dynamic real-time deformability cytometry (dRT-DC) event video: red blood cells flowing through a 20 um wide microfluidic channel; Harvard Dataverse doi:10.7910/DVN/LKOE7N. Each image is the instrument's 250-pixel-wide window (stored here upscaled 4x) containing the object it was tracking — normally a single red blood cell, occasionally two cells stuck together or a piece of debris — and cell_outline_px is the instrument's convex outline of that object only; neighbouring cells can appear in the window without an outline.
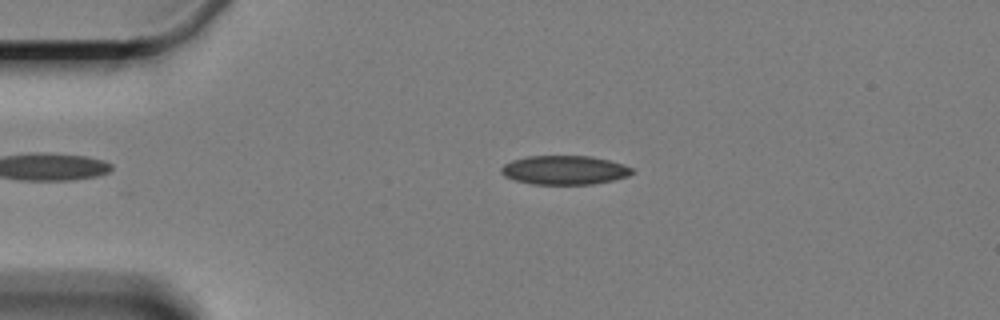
{"species": "Egyptian fruit bat (a non-hibernating species)", "species_latin": "Rousettus aegyptiacus", "temperature_condition": "cold", "stored_images_in_passage": 31, "camera_frame_rate_fps": 3000, "um_per_image_px": 0.085, "animal": {"sex": "female"}, "frame": {"image": 1, "passage_image": 4, "time_ms": 1.0, "image_size_px": [1000, 320], "cell_outline_px": [[636, 172], [628, 176], [612, 180], [592, 184], [532, 184], [516, 180], [504, 176], [500, 172], [500, 168], [504, 164], [512, 160], [528, 156], [592, 156], [624, 164], [632, 168]], "centroid_in_image_um": [47.99, 14.45], "position_along_channel_um": 37.0, "area_um2": 22.14}}
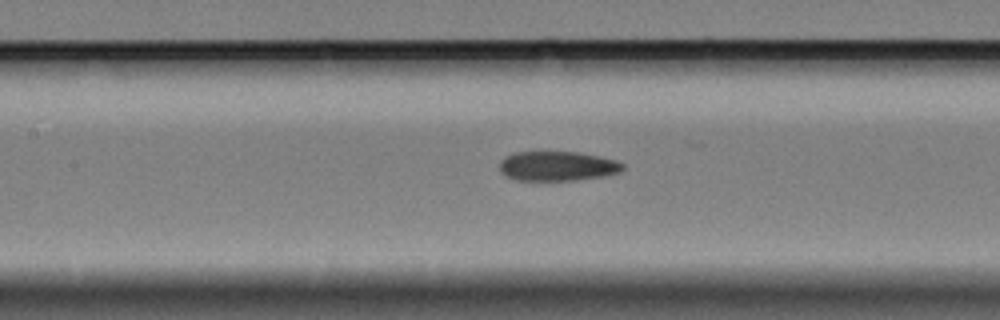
{"frame": {"image": 2, "passage_image": 18, "time_ms": 5.667, "image_size_px": [1000, 320], "cell_outline_px": [[624, 168], [620, 172], [600, 176], [572, 180], [516, 180], [504, 176], [500, 172], [500, 160], [504, 156], [512, 152], [576, 152], [616, 160], [624, 164]], "centroid_in_image_um": [47.31, 14.11], "position_along_channel_um": 160.1, "area_um2": 21.15}}
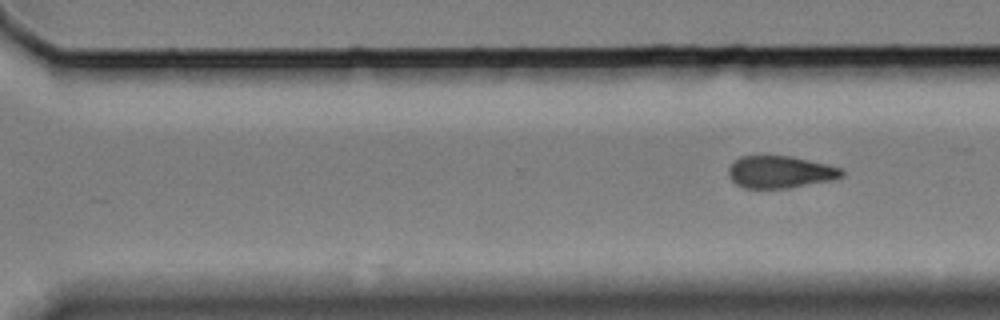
{"frame": {"image": 3, "passage_image": 31, "time_ms": 10.0, "image_size_px": [1000, 320], "cell_outline_px": [[844, 176], [832, 180], [792, 188], [744, 188], [736, 184], [728, 176], [728, 168], [740, 156], [792, 156], [844, 168]], "centroid_in_image_um": [66.35, 14.63], "position_along_channel_um": 304.2, "area_um2": 21.44}}